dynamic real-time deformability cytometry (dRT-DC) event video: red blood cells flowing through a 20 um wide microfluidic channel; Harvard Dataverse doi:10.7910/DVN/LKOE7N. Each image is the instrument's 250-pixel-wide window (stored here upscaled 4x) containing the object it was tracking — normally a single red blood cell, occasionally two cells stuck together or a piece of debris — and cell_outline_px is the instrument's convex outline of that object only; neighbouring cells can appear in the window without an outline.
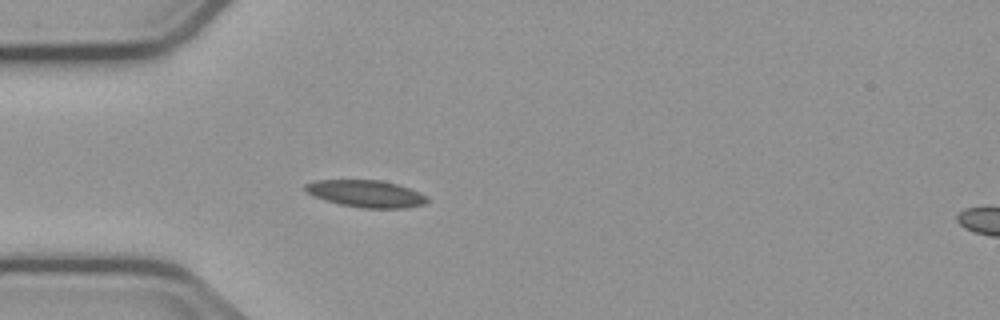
{"species": "common noctule bat (a hibernating species)", "species_latin": "Nyctalus noctula", "temperature_condition": "cold", "stored_images_in_passage": 1, "camera_frame_rate_fps": 3000, "um_per_image_px": 0.085, "animal": {"sex": "male", "body_mass_g": 23.1, "forearm_length_mm": 52.7}, "frame": {"image": 1, "passage_image": 1, "time_ms": 0.0, "image_size_px": [1000, 320], "cell_outline_px": [[428, 200], [424, 204], [408, 208], [360, 208], [340, 204], [324, 200], [312, 196], [304, 188], [304, 184], [316, 180], [384, 180], [420, 192], [428, 196]], "centroid_in_image_um": [31.11, 16.46], "position_along_channel_um": 53.9, "area_um2": 19.36}}